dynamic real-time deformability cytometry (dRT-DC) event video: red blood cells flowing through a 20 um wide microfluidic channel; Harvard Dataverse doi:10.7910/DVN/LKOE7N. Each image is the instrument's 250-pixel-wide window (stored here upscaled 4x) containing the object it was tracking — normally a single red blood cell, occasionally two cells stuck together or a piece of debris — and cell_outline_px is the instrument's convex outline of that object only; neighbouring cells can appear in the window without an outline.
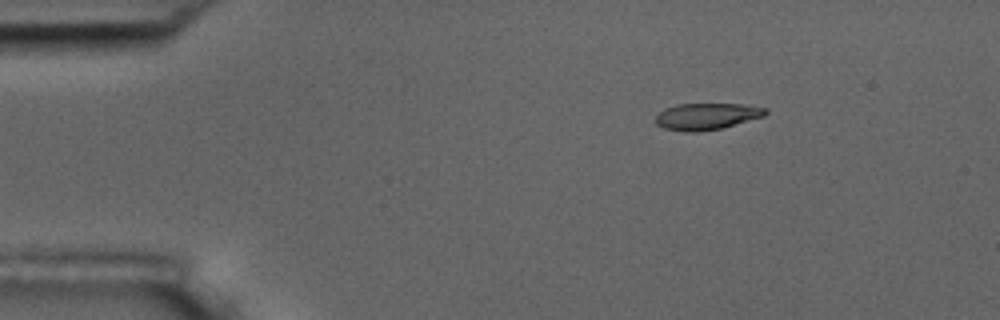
{"species": "common noctule bat (a hibernating species)", "species_latin": "Nyctalus noctula", "temperature_condition": "room temperature", "stored_images_in_passage": 6, "camera_frame_rate_fps": 3000, "um_per_image_px": 0.085, "animal": {"sex": "male", "body_mass_g": 17.5, "forearm_length_mm": 52.3}, "frame": {"image": 1, "passage_image": 1, "time_ms": 0.0, "image_size_px": [1000, 320], "cell_outline_px": [[768, 112], [764, 116], [720, 128], [696, 132], [684, 132], [664, 128], [656, 124], [656, 116], [664, 108], [676, 104], [740, 104], [768, 108]], "centroid_in_image_um": [60.05, 9.88], "position_along_channel_um": 25.0, "area_um2": 16.94}}
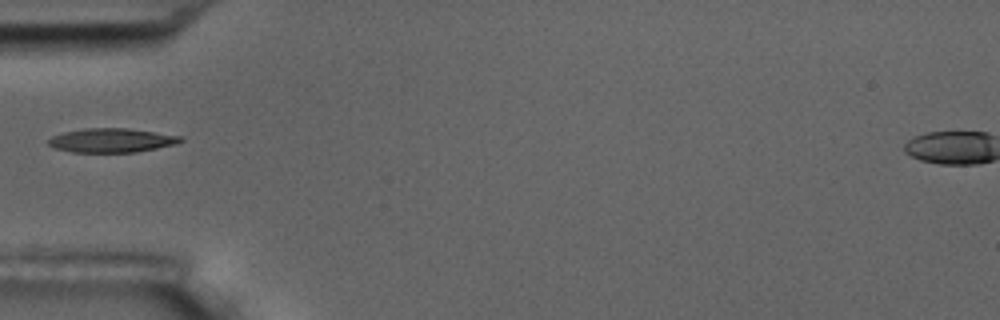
{"frame": {"image": 2, "passage_image": 3, "time_ms": 3.333, "image_size_px": [1000, 320], "cell_outline_px": [[184, 140], [176, 144], [136, 152], [72, 152], [56, 148], [48, 144], [48, 140], [52, 136], [64, 132], [84, 128], [128, 128], [184, 136]], "centroid_in_image_um": [9.52, 11.92], "position_along_channel_um": 75.5, "area_um2": 18.55}}
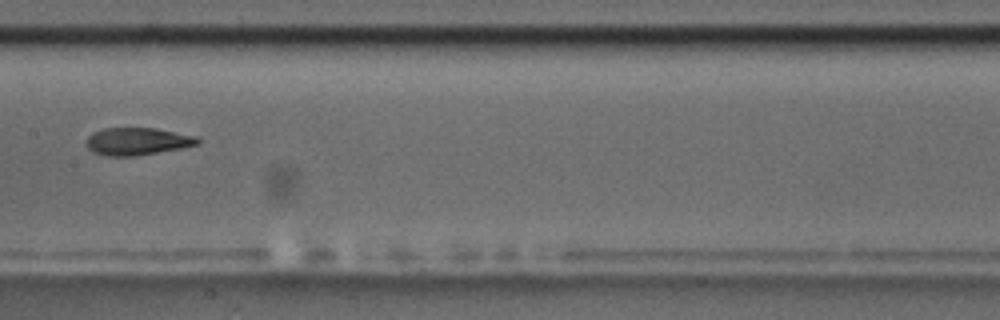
{"frame": {"image": 3, "passage_image": 6, "time_ms": 6.667, "image_size_px": [1000, 320], "cell_outline_px": [[200, 144], [180, 148], [132, 156], [108, 156], [92, 152], [84, 144], [84, 140], [92, 132], [100, 128], [156, 128], [196, 136], [200, 140]], "centroid_in_image_um": [11.61, 12.0], "position_along_channel_um": 195.8, "area_um2": 17.92}}